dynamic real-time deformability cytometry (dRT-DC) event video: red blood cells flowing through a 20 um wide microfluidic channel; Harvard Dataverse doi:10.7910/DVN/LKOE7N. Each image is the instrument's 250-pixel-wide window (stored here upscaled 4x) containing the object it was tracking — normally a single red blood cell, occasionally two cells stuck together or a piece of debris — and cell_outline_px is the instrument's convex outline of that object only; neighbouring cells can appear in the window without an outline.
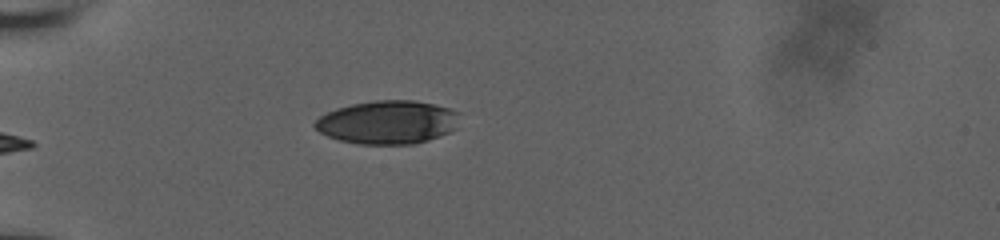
{"species": "human", "species_latin": "Homo sapiens", "temperature_condition": "room temperature", "stored_images_in_passage": 34, "camera_frame_rate_fps": 3000, "um_per_image_px": 0.085, "donor": {"sex": "male"}, "frame": {"image": 1, "passage_image": 2, "time_ms": 0.333, "image_size_px": [1000, 240], "cell_outline_px": [[460, 112], [456, 128], [448, 132], [428, 140], [412, 144], [360, 144], [340, 140], [328, 136], [320, 132], [312, 124], [320, 116], [336, 108], [352, 104], [376, 100], [412, 100], [432, 104], [448, 108]], "centroid_in_image_um": [32.95, 10.39], "position_along_channel_um": 52.1, "area_um2": 36.41}}
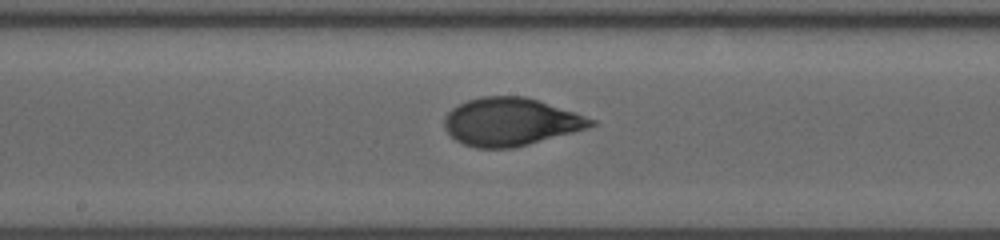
{"frame": {"image": 2, "passage_image": 16, "time_ms": 5.0, "image_size_px": [1000, 240], "cell_outline_px": [[596, 124], [572, 132], [528, 144], [512, 148], [476, 148], [464, 144], [456, 140], [444, 128], [444, 116], [452, 108], [468, 100], [480, 96], [524, 96], [596, 120]], "centroid_in_image_um": [43.33, 10.35], "position_along_channel_um": 204.9, "area_um2": 40.23}}
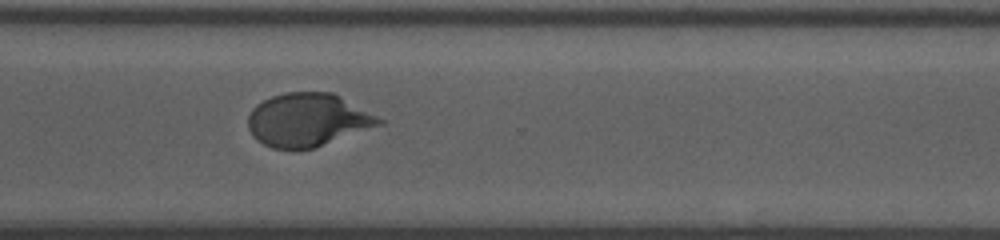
{"frame": {"image": 3, "passage_image": 27, "time_ms": 8.667, "image_size_px": [1000, 240], "cell_outline_px": [[384, 124], [312, 148], [272, 148], [264, 144], [252, 136], [248, 128], [248, 116], [252, 108], [256, 104], [272, 96], [284, 92], [332, 92], [384, 120]], "centroid_in_image_um": [26.13, 10.18], "position_along_channel_um": 344.5, "area_um2": 40.17}, "authors_computed_cell_mechanics": {"area_um2": 40.2577, "velocity_mm_per_s": 3.819, "shape_relaxation_time_tau1_ms": 4.4207, "shape_relaxation_time_tau2_ms": 0.7603, "deformation_change_tau1": 0.1873, "deformation_change_tau2": 0.0537}}